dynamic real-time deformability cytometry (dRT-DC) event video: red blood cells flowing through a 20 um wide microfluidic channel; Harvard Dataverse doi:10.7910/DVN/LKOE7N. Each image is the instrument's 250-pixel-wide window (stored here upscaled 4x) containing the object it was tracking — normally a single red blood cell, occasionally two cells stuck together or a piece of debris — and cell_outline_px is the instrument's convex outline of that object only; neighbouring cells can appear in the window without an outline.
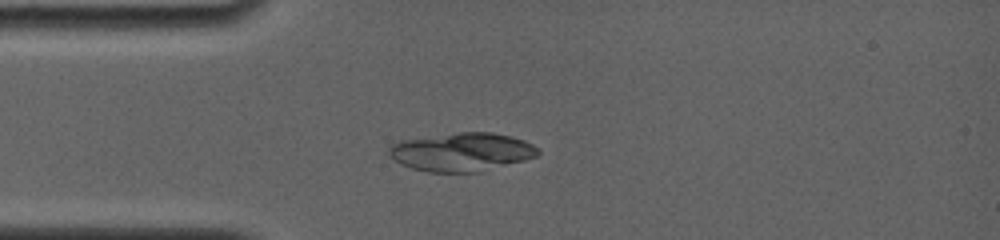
{"species": "common noctule bat (a hibernating species)", "species_latin": "Nyctalus noctula", "temperature_condition": "room temperature", "stored_images_in_passage": 3, "camera_frame_rate_fps": 4000, "um_per_image_px": 0.085, "animal": {"sex": "female", "body_mass_g": 19.0, "forearm_length_mm": 56.7}, "frame": {"image": 1, "passage_image": 3, "time_ms": 1.75, "image_size_px": [1000, 240], "cell_outline_px": [[540, 152], [536, 156], [524, 160], [480, 172], [428, 172], [412, 168], [400, 164], [388, 152], [388, 148], [392, 144], [400, 140], [460, 132], [492, 132], [512, 136], [524, 140], [532, 144]], "centroid_in_image_um": [39.24, 12.91], "position_along_channel_um": 45.8, "area_um2": 33.29}}